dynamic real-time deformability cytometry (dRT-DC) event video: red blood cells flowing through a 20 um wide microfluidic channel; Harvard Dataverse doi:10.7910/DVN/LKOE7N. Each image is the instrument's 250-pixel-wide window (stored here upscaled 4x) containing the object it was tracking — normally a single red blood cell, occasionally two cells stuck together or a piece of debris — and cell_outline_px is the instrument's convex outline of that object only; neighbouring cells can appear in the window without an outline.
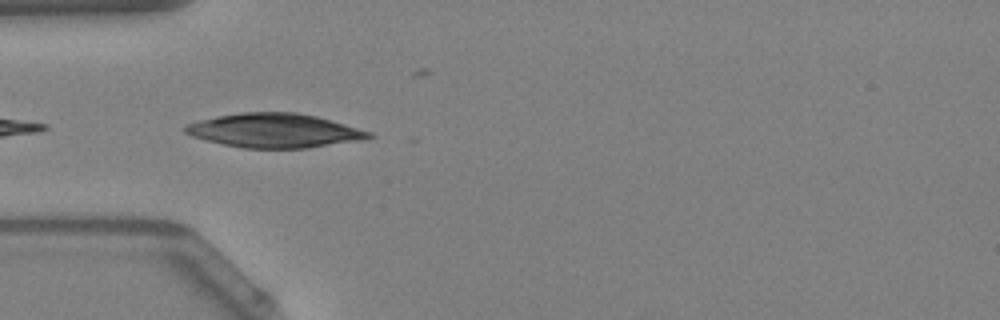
{"species": "Egyptian fruit bat (a non-hibernating species)", "species_latin": "Rousettus aegyptiacus", "temperature_condition": "warm", "stored_images_in_passage": 23, "camera_frame_rate_fps": 3000, "um_per_image_px": 0.085, "animal": {"sex": "female"}, "frame": {"image": 1, "passage_image": 1, "time_ms": 0.0, "image_size_px": [1000, 320], "cell_outline_px": [[376, 136], [360, 140], [308, 148], [240, 148], [192, 136], [184, 132], [184, 128], [188, 124], [200, 120], [216, 116], [240, 112], [296, 112], [316, 116], [372, 132]], "centroid_in_image_um": [23.34, 11.09], "position_along_channel_um": 61.7, "area_um2": 36.3}}